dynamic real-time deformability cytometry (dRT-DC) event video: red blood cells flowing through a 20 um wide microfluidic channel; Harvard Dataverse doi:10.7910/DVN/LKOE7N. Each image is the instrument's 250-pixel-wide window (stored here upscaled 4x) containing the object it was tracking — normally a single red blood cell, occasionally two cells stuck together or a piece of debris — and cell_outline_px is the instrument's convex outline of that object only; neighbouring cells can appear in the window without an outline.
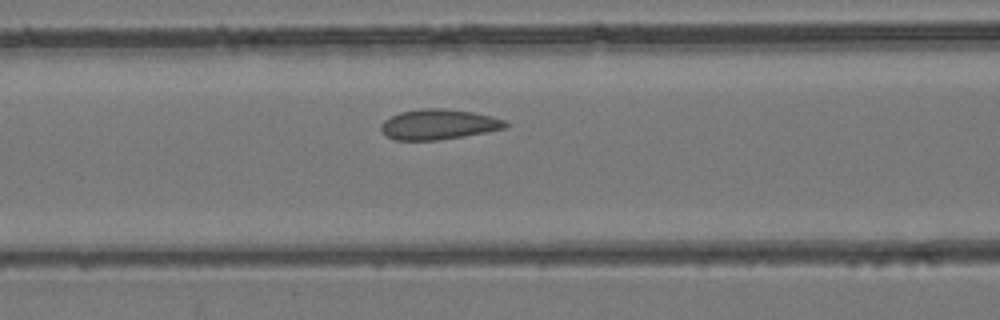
{"species": "common noctule bat (a hibernating species)", "species_latin": "Nyctalus noctula", "temperature_condition": "room temperature", "stored_images_in_passage": 39, "camera_frame_rate_fps": 3000, "um_per_image_px": 0.085, "animal": {"sex": "female", "body_mass_g": 24.6, "forearm_length_mm": 56.2}, "frame": {"image": 1, "passage_image": 13, "time_ms": 4.0, "image_size_px": [1000, 320], "cell_outline_px": [[508, 128], [440, 140], [396, 140], [388, 136], [380, 128], [380, 124], [384, 120], [400, 112], [420, 108], [444, 108], [472, 112], [504, 120], [508, 124]], "centroid_in_image_um": [37.27, 10.57], "position_along_channel_um": 129.3, "area_um2": 21.79}}
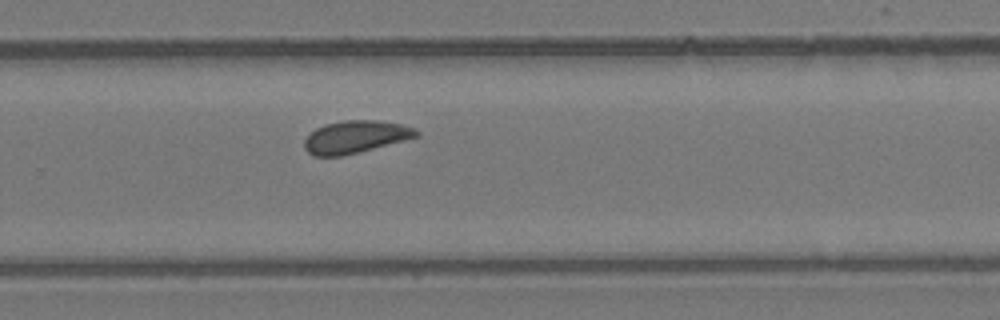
{"frame": {"image": 2, "passage_image": 24, "time_ms": 7.667, "image_size_px": [1000, 320], "cell_outline_px": [[420, 136], [344, 156], [312, 156], [304, 148], [304, 140], [316, 128], [324, 124], [344, 120], [380, 120], [400, 124], [416, 128], [420, 132]], "centroid_in_image_um": [30.23, 11.63], "position_along_channel_um": 299.6, "area_um2": 21.33}}
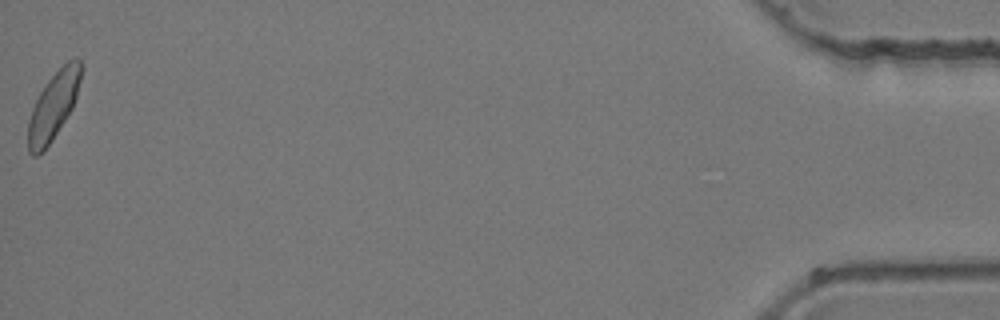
{"frame": {"image": 3, "passage_image": 39, "time_ms": 12.667, "image_size_px": [1000, 320], "cell_outline_px": [[84, 68], [76, 96], [72, 108], [52, 140], [36, 156], [32, 156], [28, 152], [28, 120], [32, 108], [40, 92], [48, 80], [68, 60], [76, 56], [80, 60]], "centroid_in_image_um": [4.56, 8.95], "position_along_channel_um": 430.6, "area_um2": 20.63}}